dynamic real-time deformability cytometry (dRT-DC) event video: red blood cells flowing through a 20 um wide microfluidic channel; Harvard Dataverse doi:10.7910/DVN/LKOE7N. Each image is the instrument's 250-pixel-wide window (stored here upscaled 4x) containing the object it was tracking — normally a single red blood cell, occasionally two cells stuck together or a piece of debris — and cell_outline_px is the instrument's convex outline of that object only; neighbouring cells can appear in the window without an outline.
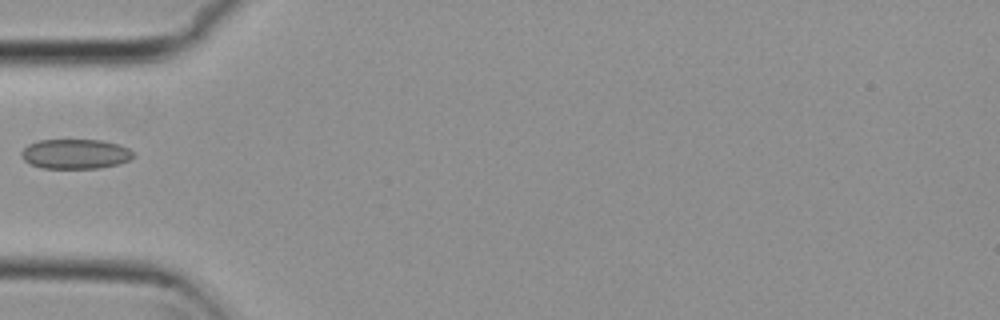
{"species": "common noctule bat (a hibernating species)", "species_latin": "Nyctalus noctula", "temperature_condition": "cold", "stored_images_in_passage": 5, "camera_frame_rate_fps": 3000, "um_per_image_px": 0.085, "animal": {"sex": "female", "body_mass_g": 29.2, "forearm_length_mm": 56.3}, "frame": {"image": 1, "passage_image": 5, "time_ms": 1.333, "image_size_px": [1000, 320], "cell_outline_px": [[136, 156], [120, 164], [100, 168], [40, 168], [24, 160], [20, 156], [20, 152], [28, 144], [36, 140], [100, 140], [116, 144], [128, 148], [136, 152]], "centroid_in_image_um": [6.41, 13.09], "position_along_channel_um": 78.6, "area_um2": 19.59}}